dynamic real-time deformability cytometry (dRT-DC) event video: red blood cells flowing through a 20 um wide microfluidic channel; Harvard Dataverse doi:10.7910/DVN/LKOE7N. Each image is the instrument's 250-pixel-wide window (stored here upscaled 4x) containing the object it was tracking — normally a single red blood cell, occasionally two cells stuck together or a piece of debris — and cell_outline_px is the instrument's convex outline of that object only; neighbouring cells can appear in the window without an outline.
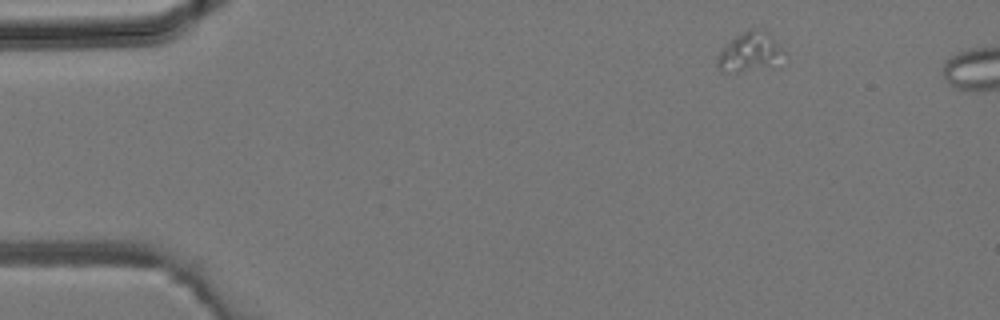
{"species": "common noctule bat (a hibernating species)", "species_latin": "Nyctalus noctula", "temperature_condition": "room temperature", "stored_images_in_passage": 5, "camera_frame_rate_fps": 3000, "um_per_image_px": 0.085, "animal": {"sex": "male", "body_mass_g": 19.2, "forearm_length_mm": 51.8}, "frame": {"image": 1, "passage_image": 1, "time_ms": 0.0, "image_size_px": [1000, 320], "cell_outline_px": [[780, 48], [772, 68], [740, 72], [720, 72], [716, 64], [716, 56], [720, 48], [736, 36], [752, 28], [764, 28], [772, 36]], "centroid_in_image_um": [63.6, 4.43], "position_along_channel_um": 21.4, "area_um2": 15.14}}